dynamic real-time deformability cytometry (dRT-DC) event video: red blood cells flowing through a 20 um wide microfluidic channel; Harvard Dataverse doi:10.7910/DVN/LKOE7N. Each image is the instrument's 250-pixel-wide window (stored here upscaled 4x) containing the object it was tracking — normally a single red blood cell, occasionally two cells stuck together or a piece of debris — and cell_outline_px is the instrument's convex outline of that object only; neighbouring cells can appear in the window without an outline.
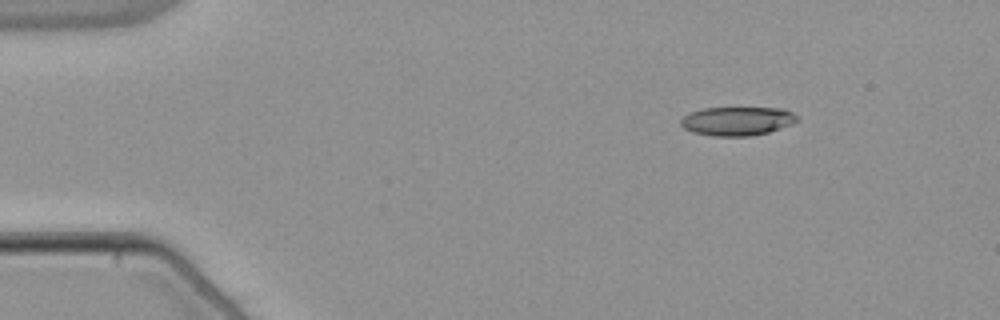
{"species": "common noctule bat (a hibernating species)", "species_latin": "Nyctalus noctula", "temperature_condition": "warm", "stored_images_in_passage": 47, "camera_frame_rate_fps": 3000, "um_per_image_px": 0.085, "animal": {"sex": "male", "body_mass_g": 21.5, "forearm_length_mm": 52.0}, "frame": {"image": 1, "passage_image": 1, "time_ms": 0.0, "image_size_px": [1000, 320], "cell_outline_px": [[800, 120], [792, 124], [768, 132], [748, 136], [712, 136], [692, 132], [684, 128], [680, 124], [680, 120], [688, 112], [704, 108], [784, 108], [792, 112]], "centroid_in_image_um": [62.65, 10.29], "position_along_channel_um": 22.4, "area_um2": 19.59}}
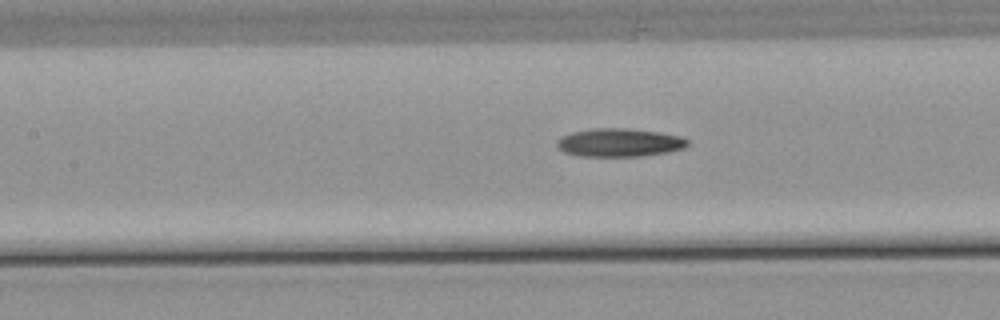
{"frame": {"image": 2, "passage_image": 18, "time_ms": 5.667, "image_size_px": [1000, 320], "cell_outline_px": [[688, 144], [684, 148], [668, 152], [640, 156], [580, 156], [564, 152], [556, 144], [556, 140], [572, 132], [592, 128], [628, 128], [656, 132], [680, 136], [688, 140]], "centroid_in_image_um": [52.64, 12.12], "position_along_channel_um": 154.8, "area_um2": 21.39}}
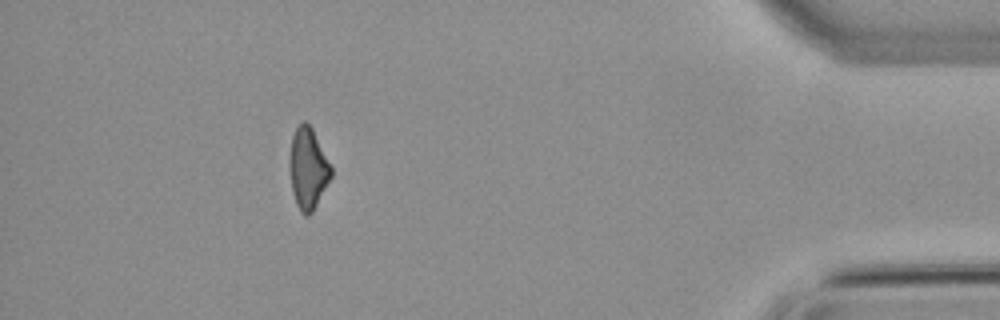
{"frame": {"image": 3, "passage_image": 42, "time_ms": 13.667, "image_size_px": [1000, 320], "cell_outline_px": [[332, 176], [312, 212], [308, 216], [304, 216], [300, 212], [296, 204], [292, 192], [288, 160], [292, 136], [296, 128], [304, 120], [312, 128], [332, 168]], "centroid_in_image_um": [26.16, 14.34], "position_along_channel_um": 409.0, "area_um2": 19.65}}